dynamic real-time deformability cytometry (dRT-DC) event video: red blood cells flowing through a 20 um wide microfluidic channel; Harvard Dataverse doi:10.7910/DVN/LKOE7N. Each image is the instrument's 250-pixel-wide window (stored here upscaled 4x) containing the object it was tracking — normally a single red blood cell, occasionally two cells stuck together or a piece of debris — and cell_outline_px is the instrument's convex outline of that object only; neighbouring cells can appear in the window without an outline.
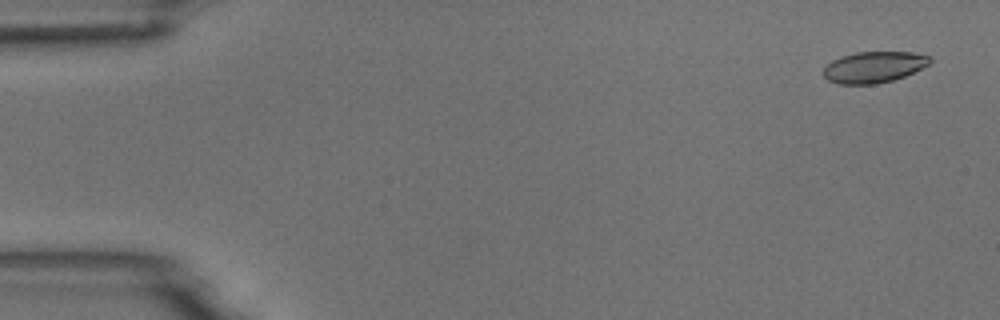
{"species": "common noctule bat (a hibernating species)", "species_latin": "Nyctalus noctula", "temperature_condition": "room temperature", "stored_images_in_passage": 55, "camera_frame_rate_fps": 3000, "um_per_image_px": 0.085, "animal": {"sex": "male", "body_mass_g": 18.8}, "frame": {"image": 1, "passage_image": 3, "time_ms": 0.667, "image_size_px": [1000, 320], "cell_outline_px": [[932, 60], [928, 64], [904, 76], [892, 80], [876, 84], [840, 84], [828, 80], [824, 76], [824, 68], [832, 60], [840, 56], [856, 52], [912, 52], [928, 56]], "centroid_in_image_um": [74.24, 5.7], "position_along_channel_um": 10.8, "area_um2": 19.13}}
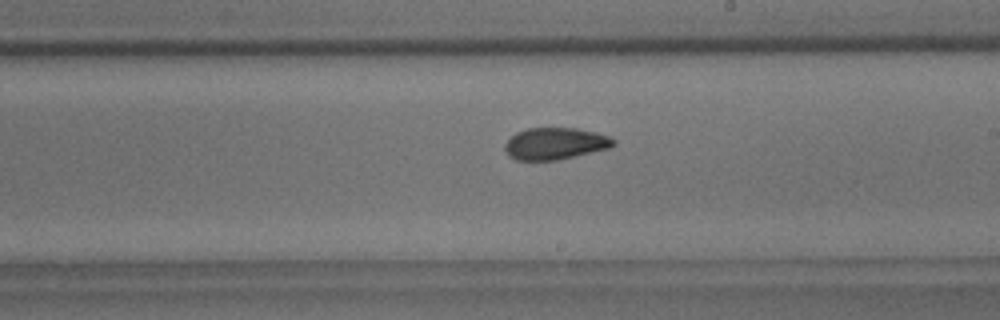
{"frame": {"image": 2, "passage_image": 32, "time_ms": 10.333, "image_size_px": [1000, 320], "cell_outline_px": [[616, 144], [612, 148], [556, 160], [516, 160], [508, 156], [504, 148], [504, 144], [516, 132], [528, 128], [576, 128], [596, 132], [608, 136], [616, 140]], "centroid_in_image_um": [47.21, 12.21], "position_along_channel_um": 241.8, "area_um2": 20.29}}
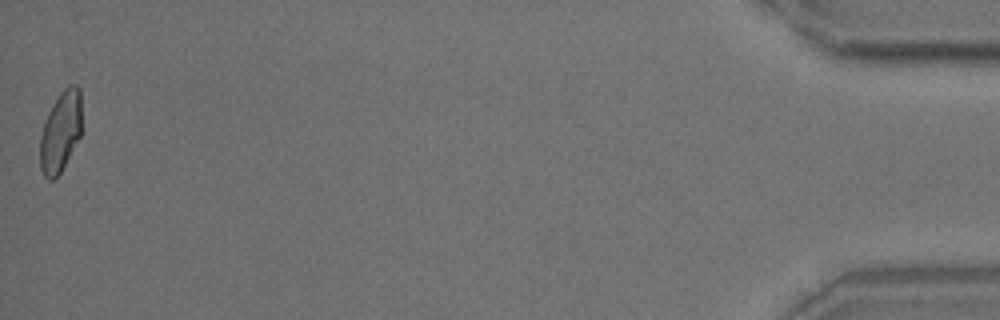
{"frame": {"image": 3, "passage_image": 55, "time_ms": 18.0, "image_size_px": [1000, 320], "cell_outline_px": [[80, 136], [60, 172], [52, 180], [48, 180], [44, 176], [40, 168], [40, 136], [44, 120], [48, 112], [60, 92], [68, 84], [76, 84], [80, 88]], "centroid_in_image_um": [5.12, 11.17], "position_along_channel_um": 430.1, "area_um2": 19.42}, "authors_computed_cell_mechanics": {"area_um2": 20.2878, "velocity_mm_per_s": 3.6912, "shape_relaxation_time_tau1_ms": 9.4459, "shape_relaxation_time_tau2_ms": 1.8206, "deformation_change_tau1": 0.1964, "deformation_change_tau2": 0.0739}}